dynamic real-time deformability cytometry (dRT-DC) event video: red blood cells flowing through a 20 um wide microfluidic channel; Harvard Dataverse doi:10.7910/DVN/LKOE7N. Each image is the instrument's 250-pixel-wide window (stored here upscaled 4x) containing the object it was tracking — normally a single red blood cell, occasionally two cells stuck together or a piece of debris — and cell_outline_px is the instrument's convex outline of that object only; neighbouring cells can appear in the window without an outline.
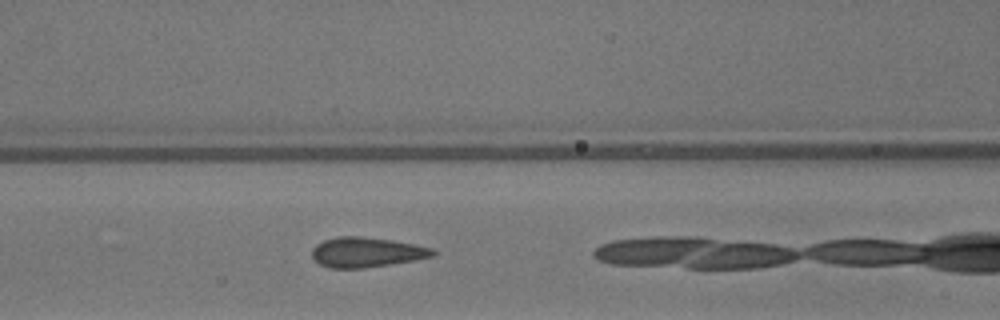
{"species": "common noctule bat (a hibernating species)", "species_latin": "Nyctalus noctula", "temperature_condition": "warm", "stored_images_in_passage": 28, "camera_frame_rate_fps": 3000, "um_per_image_px": 0.085, "animal": {"sex": "male", "body_mass_g": 13.3}, "frame": {"image": 1, "passage_image": 17, "time_ms": 5.333, "image_size_px": [1000, 320], "cell_outline_px": [[436, 256], [364, 268], [328, 268], [320, 264], [312, 256], [312, 248], [316, 244], [324, 240], [340, 236], [364, 236], [392, 240], [432, 248], [436, 252]], "centroid_in_image_um": [31.13, 21.43], "position_along_channel_um": 135.5, "area_um2": 20.98}}